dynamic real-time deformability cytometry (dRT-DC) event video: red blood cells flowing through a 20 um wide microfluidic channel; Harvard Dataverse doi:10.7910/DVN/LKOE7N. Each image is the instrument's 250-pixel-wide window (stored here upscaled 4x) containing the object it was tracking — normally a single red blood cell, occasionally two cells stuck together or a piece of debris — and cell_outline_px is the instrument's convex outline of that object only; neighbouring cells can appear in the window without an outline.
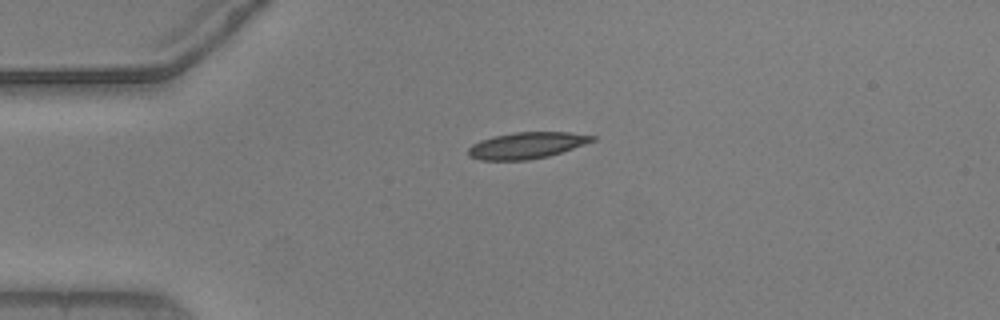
{"species": "common noctule bat (a hibernating species)", "species_latin": "Nyctalus noctula", "temperature_condition": "warm", "stored_images_in_passage": 43, "camera_frame_rate_fps": 3000, "um_per_image_px": 0.085, "animal": {"sex": "male", "body_mass_g": 20.5, "forearm_length_mm": 52.5}, "frame": {"image": 1, "passage_image": 1, "time_ms": 0.0, "image_size_px": [1000, 320], "cell_outline_px": [[596, 140], [548, 156], [528, 160], [480, 160], [468, 156], [468, 148], [472, 144], [480, 140], [492, 136], [516, 132], [568, 132], [596, 136]], "centroid_in_image_um": [44.73, 12.36], "position_along_channel_um": 40.3, "area_um2": 19.02}}
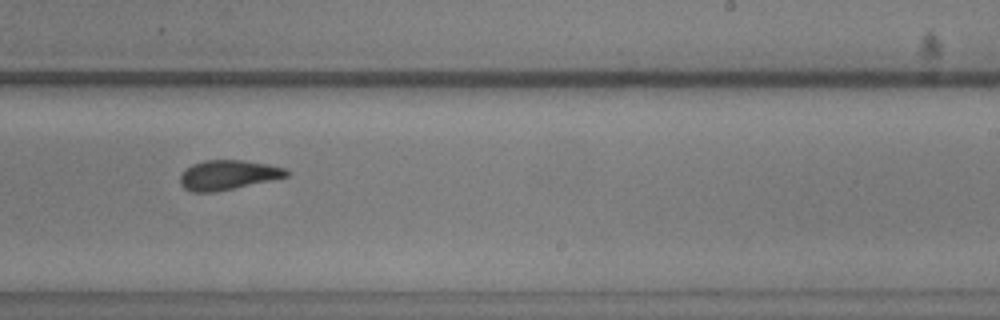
{"frame": {"image": 2, "passage_image": 22, "time_ms": 7.0, "image_size_px": [1000, 320], "cell_outline_px": [[288, 176], [272, 180], [212, 192], [192, 192], [184, 188], [180, 184], [180, 176], [184, 168], [192, 164], [204, 160], [244, 160], [268, 164], [284, 168], [288, 172]], "centroid_in_image_um": [19.33, 14.86], "position_along_channel_um": 269.7, "area_um2": 18.26}}
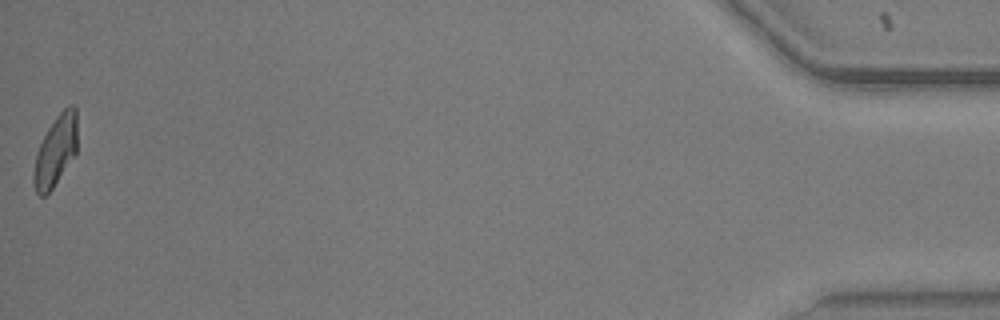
{"frame": {"image": 3, "passage_image": 43, "time_ms": 14.0, "image_size_px": [1000, 320], "cell_outline_px": [[76, 152], [52, 188], [44, 196], [40, 196], [36, 192], [32, 184], [32, 176], [36, 152], [48, 128], [56, 116], [68, 104], [72, 104], [76, 108]], "centroid_in_image_um": [4.69, 12.81], "position_along_channel_um": 430.5, "area_um2": 17.74}, "authors_computed_cell_mechanics": {"area_um2": 18.785, "velocity_mm_per_s": 3.6777, "shape_relaxation_time_tau1_ms": 5.4676, "shape_relaxation_time_tau2_ms": 2.5042, "deformation_change_tau1": 0.1727, "deformation_change_tau2": 0.098}}